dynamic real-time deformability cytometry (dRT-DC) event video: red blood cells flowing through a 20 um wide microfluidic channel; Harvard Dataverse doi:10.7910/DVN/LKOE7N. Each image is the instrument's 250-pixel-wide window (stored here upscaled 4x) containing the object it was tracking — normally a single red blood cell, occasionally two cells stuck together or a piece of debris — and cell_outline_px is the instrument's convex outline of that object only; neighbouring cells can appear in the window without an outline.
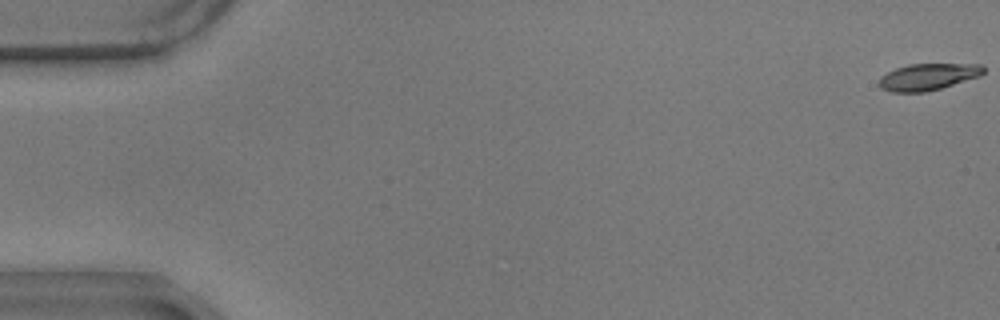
{"species": "common noctule bat (a hibernating species)", "species_latin": "Nyctalus noctula", "temperature_condition": "warm", "stored_images_in_passage": 15, "camera_frame_rate_fps": 3000, "um_per_image_px": 0.085, "animal": {"sex": "male", "body_mass_g": 17.9}, "frame": {"image": 1, "passage_image": 1, "time_ms": 0.0, "image_size_px": [1000, 320], "cell_outline_px": [[984, 72], [980, 76], [940, 88], [924, 92], [892, 92], [880, 88], [880, 76], [896, 68], [908, 64], [980, 64], [984, 68]], "centroid_in_image_um": [78.87, 6.52], "position_along_channel_um": 6.1, "area_um2": 16.07}}